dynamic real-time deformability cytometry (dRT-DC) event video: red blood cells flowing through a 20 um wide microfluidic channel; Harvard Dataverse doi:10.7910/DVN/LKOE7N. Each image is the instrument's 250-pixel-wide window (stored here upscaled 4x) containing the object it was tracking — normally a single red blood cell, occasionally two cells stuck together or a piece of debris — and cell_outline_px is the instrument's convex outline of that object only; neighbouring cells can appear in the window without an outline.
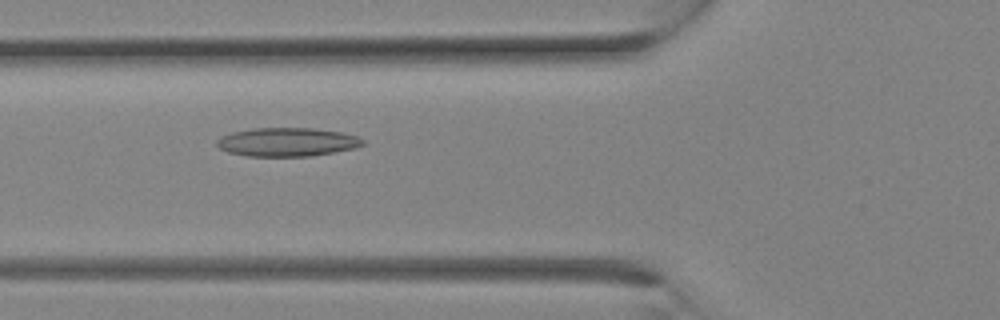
{"species": "Egyptian fruit bat (a non-hibernating species)", "species_latin": "Rousettus aegyptiacus", "temperature_condition": "room temperature", "stored_images_in_passage": 13, "camera_frame_rate_fps": 3000, "um_per_image_px": 0.085, "animal": {"sex": "female"}, "frame": {"image": 1, "passage_image": 8, "time_ms": 2.333, "image_size_px": [1000, 320], "cell_outline_px": [[364, 144], [356, 148], [312, 156], [248, 156], [228, 152], [220, 148], [216, 144], [216, 140], [220, 136], [232, 132], [252, 128], [312, 128], [340, 132], [356, 136], [364, 140]], "centroid_in_image_um": [24.39, 12.07], "position_along_channel_um": 101.4, "area_um2": 24.39}}
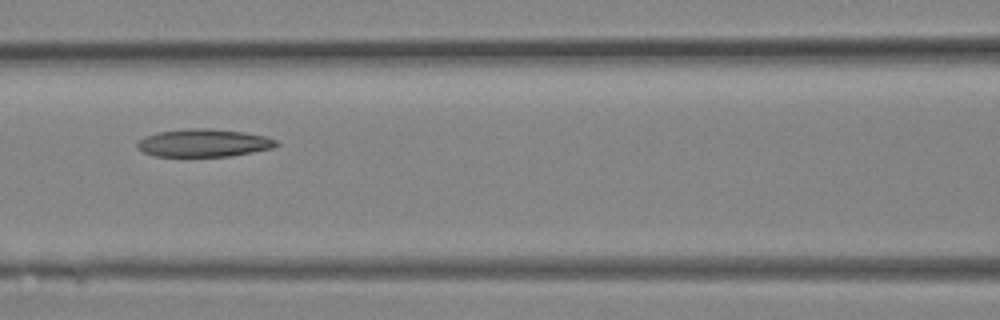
{"frame": {"image": 2, "passage_image": 10, "time_ms": 3.0, "image_size_px": [1000, 320], "cell_outline_px": [[280, 144], [276, 148], [228, 156], [156, 156], [144, 152], [136, 144], [144, 136], [160, 132], [188, 128], [212, 128], [244, 132], [264, 136], [276, 140]], "centroid_in_image_um": [17.37, 12.14], "position_along_channel_um": 149.2, "area_um2": 22.43}}
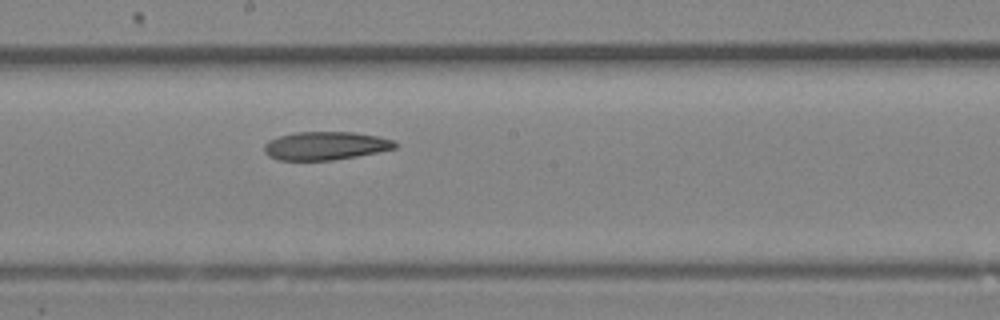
{"frame": {"image": 3, "passage_image": 13, "time_ms": 4.0, "image_size_px": [1000, 320], "cell_outline_px": [[400, 144], [396, 148], [380, 152], [332, 160], [276, 160], [268, 156], [264, 152], [264, 144], [268, 140], [276, 136], [296, 132], [352, 132], [380, 136], [392, 140]], "centroid_in_image_um": [27.66, 12.39], "position_along_channel_um": 220.5, "area_um2": 21.85}}